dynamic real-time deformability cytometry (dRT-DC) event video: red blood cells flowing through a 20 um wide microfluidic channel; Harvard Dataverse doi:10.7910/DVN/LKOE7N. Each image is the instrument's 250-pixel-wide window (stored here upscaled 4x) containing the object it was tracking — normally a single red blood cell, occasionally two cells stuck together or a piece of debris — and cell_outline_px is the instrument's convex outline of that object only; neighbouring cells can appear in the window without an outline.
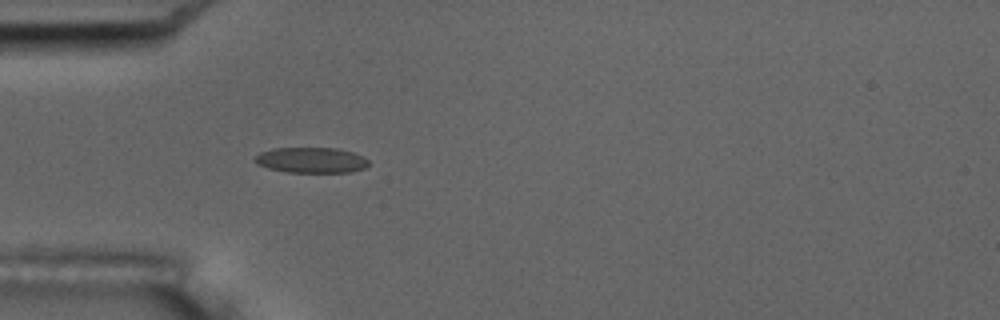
{"species": "common noctule bat (a hibernating species)", "species_latin": "Nyctalus noctula", "temperature_condition": "room temperature", "stored_images_in_passage": 5, "camera_frame_rate_fps": 3000, "um_per_image_px": 0.085, "animal": {"sex": "male", "body_mass_g": 17.5, "forearm_length_mm": 52.3}, "frame": {"image": 1, "passage_image": 5, "time_ms": 4.667, "image_size_px": [1000, 320], "cell_outline_px": [[368, 164], [364, 168], [352, 172], [288, 172], [268, 168], [256, 164], [252, 160], [252, 156], [260, 152], [272, 148], [336, 148], [352, 152], [364, 156], [368, 160]], "centroid_in_image_um": [26.4, 13.6], "position_along_channel_um": 58.6, "area_um2": 17.11}}